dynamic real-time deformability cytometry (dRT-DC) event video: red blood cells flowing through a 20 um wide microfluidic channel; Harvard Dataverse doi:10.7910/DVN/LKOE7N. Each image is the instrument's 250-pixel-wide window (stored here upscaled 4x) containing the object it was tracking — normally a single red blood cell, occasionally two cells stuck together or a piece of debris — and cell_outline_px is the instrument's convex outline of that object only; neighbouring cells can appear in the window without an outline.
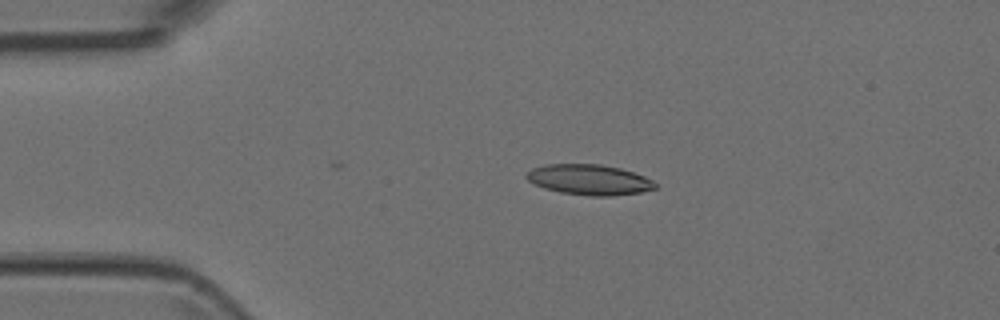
{"species": "Egyptian fruit bat (a non-hibernating species)", "species_latin": "Rousettus aegyptiacus", "temperature_condition": "room temperature", "stored_images_in_passage": 4, "camera_frame_rate_fps": 3000, "um_per_image_px": 0.085, "animal": {"sex": "female"}, "frame": {"image": 1, "passage_image": 3, "time_ms": 0.667, "image_size_px": [1000, 320], "cell_outline_px": [[656, 188], [640, 192], [612, 196], [588, 196], [560, 192], [544, 188], [528, 180], [524, 176], [524, 172], [532, 168], [544, 164], [600, 164], [620, 168], [644, 176], [652, 180], [656, 184]], "centroid_in_image_um": [50.04, 15.27], "position_along_channel_um": 35.0, "area_um2": 22.89}}